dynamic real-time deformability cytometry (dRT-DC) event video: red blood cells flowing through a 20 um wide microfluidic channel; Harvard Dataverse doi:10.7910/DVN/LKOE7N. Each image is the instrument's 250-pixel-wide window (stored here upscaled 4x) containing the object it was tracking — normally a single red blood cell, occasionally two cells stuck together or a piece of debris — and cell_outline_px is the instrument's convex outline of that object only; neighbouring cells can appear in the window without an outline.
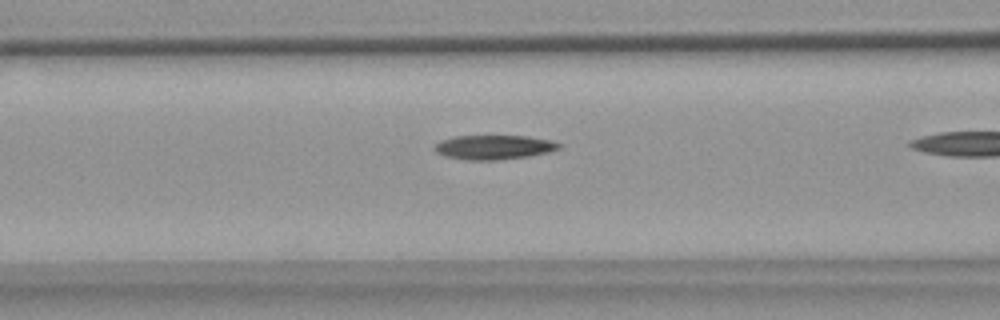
{"species": "common noctule bat (a hibernating species)", "species_latin": "Nyctalus noctula", "temperature_condition": "warm", "stored_images_in_passage": 30, "camera_frame_rate_fps": 3000, "um_per_image_px": 0.085, "animal": {"sex": "female", "body_mass_g": 18.4}, "frame": {"image": 1, "passage_image": 9, "time_ms": 2.667, "image_size_px": [1000, 320], "cell_outline_px": [[560, 148], [548, 152], [528, 156], [496, 160], [464, 160], [444, 156], [436, 152], [432, 148], [440, 140], [456, 136], [528, 136], [552, 140], [560, 144]], "centroid_in_image_um": [41.94, 12.51], "position_along_channel_um": 124.7, "area_um2": 17.69}}
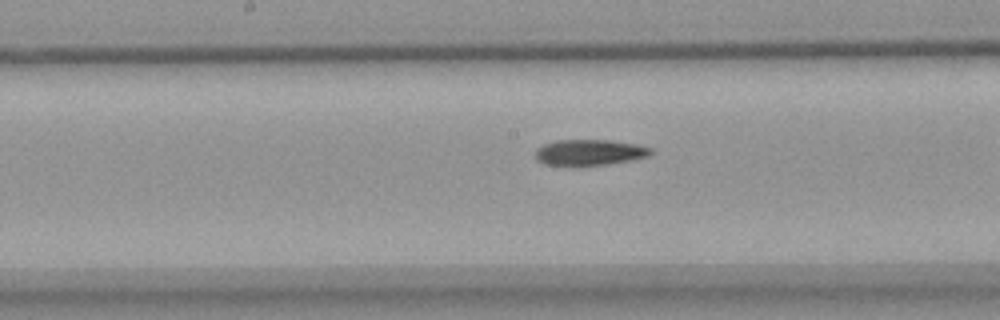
{"frame": {"image": 2, "passage_image": 15, "time_ms": 4.667, "image_size_px": [1000, 320], "cell_outline_px": [[652, 152], [648, 156], [632, 160], [604, 164], [544, 164], [536, 160], [536, 148], [544, 144], [556, 140], [608, 140], [636, 144], [652, 148]], "centroid_in_image_um": [50.11, 12.93], "position_along_channel_um": 198.1, "area_um2": 16.99}}
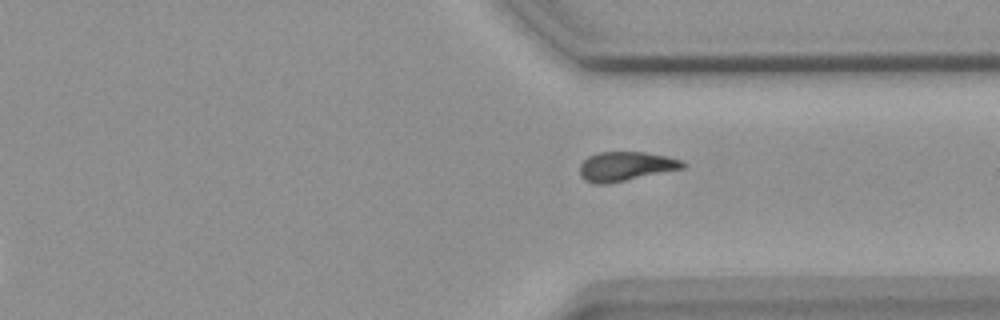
{"frame": {"image": 3, "passage_image": 28, "time_ms": 9.0, "image_size_px": [1000, 320], "cell_outline_px": [[688, 164], [684, 168], [608, 184], [596, 184], [584, 180], [580, 176], [580, 164], [588, 156], [600, 152], [644, 152], [664, 156], [680, 160]], "centroid_in_image_um": [53.16, 14.14], "position_along_channel_um": 358.2, "area_um2": 17.51}}